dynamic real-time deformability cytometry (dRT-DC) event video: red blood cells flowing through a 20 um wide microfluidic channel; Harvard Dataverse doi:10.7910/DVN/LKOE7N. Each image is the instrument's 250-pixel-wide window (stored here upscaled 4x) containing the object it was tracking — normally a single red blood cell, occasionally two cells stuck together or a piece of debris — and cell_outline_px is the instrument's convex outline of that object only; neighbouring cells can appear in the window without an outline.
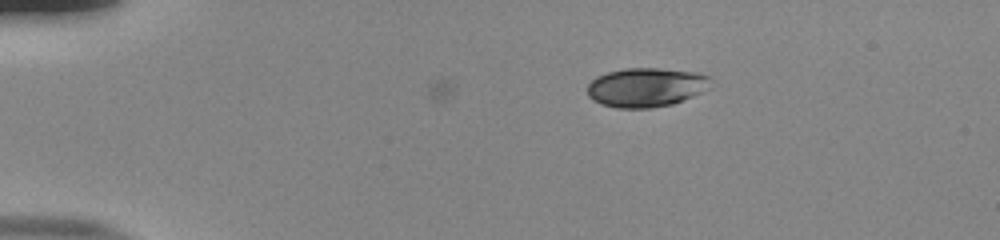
{"species": "human", "species_latin": "Homo sapiens", "temperature_condition": "room temperature", "stored_images_in_passage": 3, "camera_frame_rate_fps": 3000, "um_per_image_px": 0.085, "donor": {"sex": "male"}, "frame": {"image": 1, "passage_image": 3, "time_ms": 0.667, "image_size_px": [1000, 240], "cell_outline_px": [[716, 84], [712, 88], [672, 104], [652, 108], [616, 108], [600, 104], [592, 100], [588, 96], [588, 84], [596, 76], [608, 72], [624, 68], [660, 68], [696, 72], [712, 76]], "centroid_in_image_um": [54.99, 7.41], "position_along_channel_um": 30.0, "area_um2": 28.73}}